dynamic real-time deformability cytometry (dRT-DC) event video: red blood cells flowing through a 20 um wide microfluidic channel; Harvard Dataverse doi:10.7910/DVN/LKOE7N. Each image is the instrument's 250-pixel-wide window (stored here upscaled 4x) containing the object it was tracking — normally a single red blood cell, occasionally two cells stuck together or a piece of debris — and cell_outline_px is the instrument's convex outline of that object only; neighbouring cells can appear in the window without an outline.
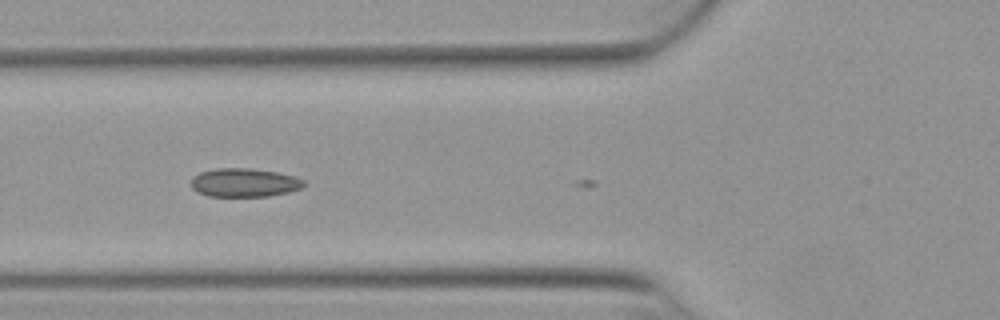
{"species": "Egyptian fruit bat (a non-hibernating species)", "species_latin": "Rousettus aegyptiacus", "temperature_condition": "warm", "stored_images_in_passage": 5, "camera_frame_rate_fps": 3000, "um_per_image_px": 0.085, "animal": {"sex": "female"}, "frame": {"image": 1, "passage_image": 3, "time_ms": 0.667, "image_size_px": [1000, 320], "cell_outline_px": [[308, 184], [300, 188], [288, 192], [268, 196], [208, 196], [196, 192], [192, 188], [192, 176], [200, 172], [216, 168], [252, 168], [276, 172], [292, 176], [304, 180]], "centroid_in_image_um": [20.75, 15.52], "position_along_channel_um": 105.1, "area_um2": 18.84}}